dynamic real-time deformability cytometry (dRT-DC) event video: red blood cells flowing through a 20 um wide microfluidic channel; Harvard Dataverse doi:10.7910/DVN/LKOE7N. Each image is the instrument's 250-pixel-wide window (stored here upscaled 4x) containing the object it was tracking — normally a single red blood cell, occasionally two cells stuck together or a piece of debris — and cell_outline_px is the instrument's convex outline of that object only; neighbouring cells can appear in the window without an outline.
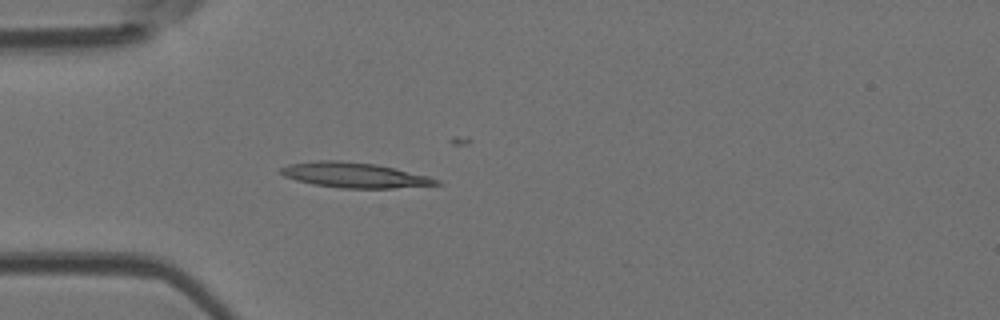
{"species": "Egyptian fruit bat (a non-hibernating species)", "species_latin": "Rousettus aegyptiacus", "temperature_condition": "room temperature", "stored_images_in_passage": 2, "camera_frame_rate_fps": 3000, "um_per_image_px": 0.085, "animal": {"sex": "female"}, "frame": {"image": 1, "passage_image": 2, "time_ms": 2.0, "image_size_px": [1000, 320], "cell_outline_px": [[444, 184], [392, 188], [340, 188], [312, 184], [296, 180], [284, 176], [276, 172], [280, 168], [288, 164], [320, 160], [340, 160], [376, 164], [428, 176], [440, 180]], "centroid_in_image_um": [30.09, 14.88], "position_along_channel_um": 54.9, "area_um2": 22.89}}